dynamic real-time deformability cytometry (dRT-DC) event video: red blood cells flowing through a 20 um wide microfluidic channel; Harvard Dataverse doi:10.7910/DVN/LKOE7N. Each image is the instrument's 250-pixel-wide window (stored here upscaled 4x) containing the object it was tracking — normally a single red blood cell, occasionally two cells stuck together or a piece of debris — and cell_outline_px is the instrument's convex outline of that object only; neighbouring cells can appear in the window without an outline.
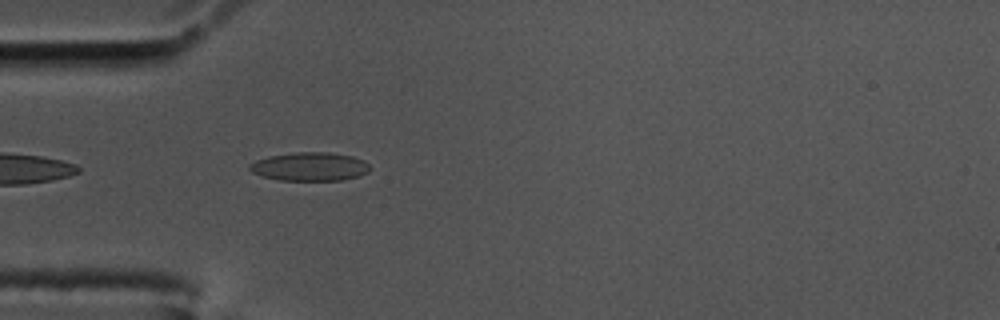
{"species": "common noctule bat (a hibernating species)", "species_latin": "Nyctalus noctula", "temperature_condition": "cold", "stored_images_in_passage": 44, "segment_of_instrument_passage": [1, 2], "camera_frame_rate_fps": 3000, "um_per_image_px": 0.085, "animal": {"sex": "male", "body_mass_g": 17.5, "forearm_length_mm": 52.3}, "frame": {"image": 1, "passage_image": 3, "time_ms": 0.667, "image_size_px": [1000, 320], "cell_outline_px": [[372, 168], [368, 172], [360, 176], [344, 180], [280, 180], [264, 176], [252, 172], [248, 168], [248, 164], [256, 160], [268, 156], [296, 152], [328, 152], [352, 156], [364, 160]], "centroid_in_image_um": [26.36, 14.16], "position_along_channel_um": 58.6, "area_um2": 20.11}}
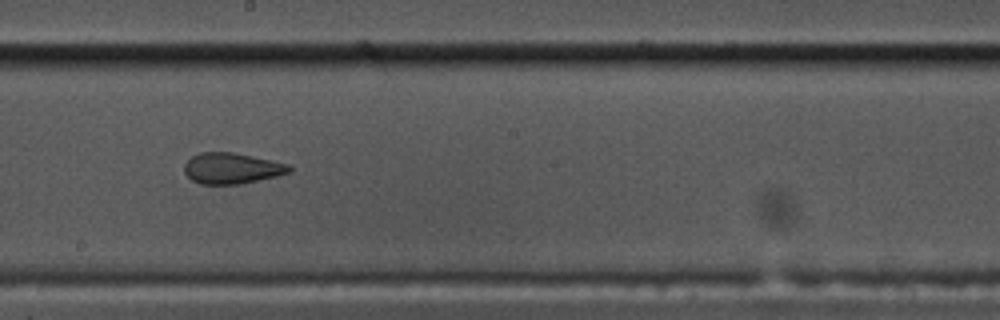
{"frame": {"image": 2, "passage_image": 18, "time_ms": 5.667, "image_size_px": [1000, 320], "cell_outline_px": [[292, 172], [276, 176], [240, 184], [200, 184], [192, 180], [184, 172], [184, 164], [192, 156], [200, 152], [232, 152], [252, 156], [288, 164], [292, 168]], "centroid_in_image_um": [19.69, 14.31], "position_along_channel_um": 228.5, "area_um2": 18.84}}
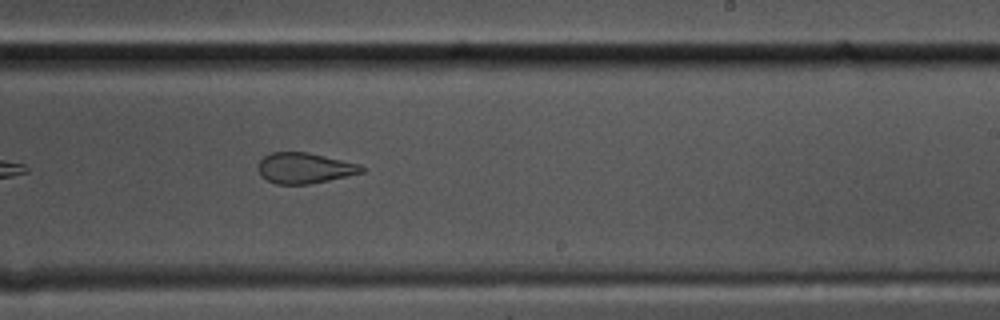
{"frame": {"image": 3, "passage_image": 21, "time_ms": 6.667, "image_size_px": [1000, 320], "cell_outline_px": [[364, 172], [348, 176], [308, 184], [276, 184], [260, 176], [256, 168], [260, 160], [264, 156], [272, 152], [308, 152], [360, 164], [364, 168]], "centroid_in_image_um": [25.86, 14.28], "position_along_channel_um": 263.1, "area_um2": 18.55}}